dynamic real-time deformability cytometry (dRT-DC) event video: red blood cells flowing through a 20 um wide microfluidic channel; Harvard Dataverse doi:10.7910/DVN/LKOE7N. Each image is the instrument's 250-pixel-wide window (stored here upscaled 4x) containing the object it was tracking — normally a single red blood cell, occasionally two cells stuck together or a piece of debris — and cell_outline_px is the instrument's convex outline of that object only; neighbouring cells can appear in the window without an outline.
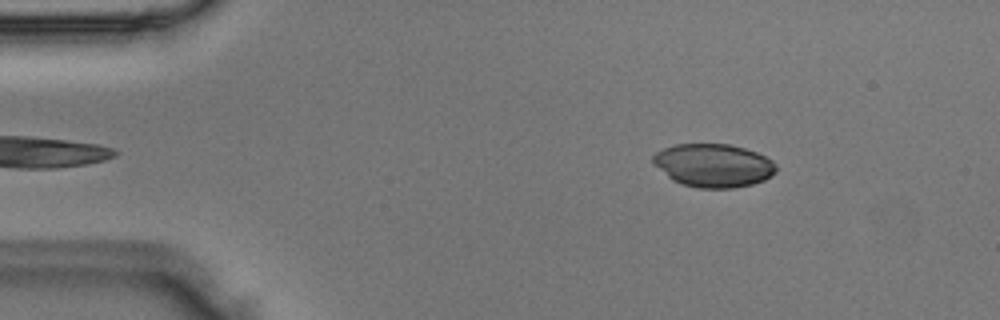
{"species": "Egyptian fruit bat (a non-hibernating species)", "species_latin": "Rousettus aegyptiacus", "temperature_condition": "room temperature", "stored_images_in_passage": 3, "camera_frame_rate_fps": 3000, "um_per_image_px": 0.085, "animal": {"sex": "male"}, "frame": {"image": 1, "passage_image": 1, "time_ms": 0.0, "image_size_px": [1000, 320], "cell_outline_px": [[776, 172], [772, 176], [764, 180], [752, 184], [732, 188], [696, 188], [680, 184], [672, 180], [652, 164], [652, 156], [656, 152], [664, 148], [676, 144], [728, 144], [744, 148], [756, 152], [772, 160], [776, 164]], "centroid_in_image_um": [60.62, 14.07], "position_along_channel_um": 24.4, "area_um2": 31.27}}